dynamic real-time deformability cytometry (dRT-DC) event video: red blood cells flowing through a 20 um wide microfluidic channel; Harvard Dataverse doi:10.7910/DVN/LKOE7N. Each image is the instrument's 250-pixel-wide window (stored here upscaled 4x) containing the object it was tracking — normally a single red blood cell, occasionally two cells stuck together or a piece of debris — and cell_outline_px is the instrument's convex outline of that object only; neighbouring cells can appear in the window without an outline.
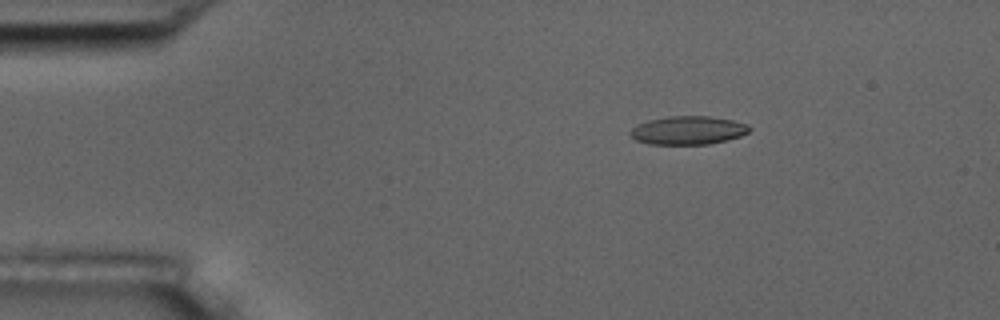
{"species": "common noctule bat (a hibernating species)", "species_latin": "Nyctalus noctula", "temperature_condition": "room temperature", "stored_images_in_passage": 3, "camera_frame_rate_fps": 3000, "um_per_image_px": 0.085, "animal": {"sex": "male", "body_mass_g": 17.5, "forearm_length_mm": 52.3}, "frame": {"image": 1, "passage_image": 1, "time_ms": 0.0, "image_size_px": [1000, 320], "cell_outline_px": [[752, 128], [748, 132], [740, 136], [728, 140], [708, 144], [648, 144], [636, 140], [628, 132], [636, 124], [648, 120], [668, 116], [712, 116], [732, 120], [748, 124]], "centroid_in_image_um": [58.48, 11.07], "position_along_channel_um": 26.5, "area_um2": 19.88}}